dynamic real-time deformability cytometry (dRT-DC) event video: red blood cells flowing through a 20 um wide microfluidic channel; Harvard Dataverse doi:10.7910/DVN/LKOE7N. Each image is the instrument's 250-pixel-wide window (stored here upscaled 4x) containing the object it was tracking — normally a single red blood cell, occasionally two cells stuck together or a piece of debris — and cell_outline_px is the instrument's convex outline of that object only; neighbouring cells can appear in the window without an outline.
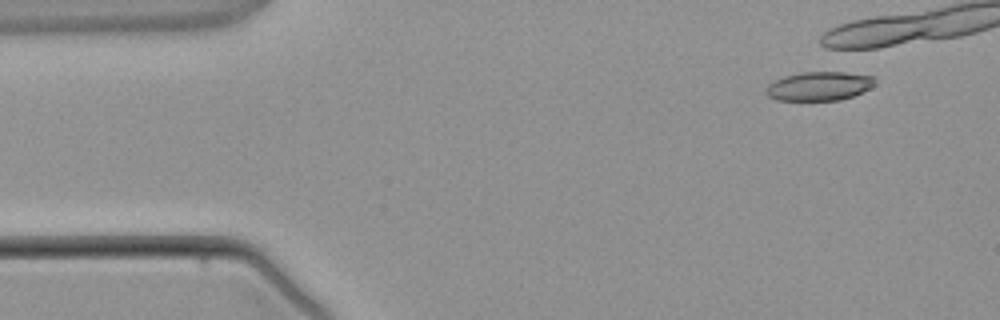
{"species": "common noctule bat (a hibernating species)", "species_latin": "Nyctalus noctula", "temperature_condition": "warm", "stored_images_in_passage": 1, "camera_frame_rate_fps": 3000, "um_per_image_px": 0.085, "animal": {"sex": "male", "body_mass_g": 21.5, "forearm_length_mm": 52.0}, "frame": {"image": 1, "passage_image": 1, "time_ms": 0.0, "image_size_px": [1000, 320], "cell_outline_px": [[876, 84], [852, 96], [840, 100], [776, 100], [768, 96], [764, 92], [768, 84], [784, 76], [800, 72], [844, 72], [872, 76], [876, 80]], "centroid_in_image_um": [69.59, 7.32], "position_along_channel_um": 15.4, "area_um2": 18.26}}